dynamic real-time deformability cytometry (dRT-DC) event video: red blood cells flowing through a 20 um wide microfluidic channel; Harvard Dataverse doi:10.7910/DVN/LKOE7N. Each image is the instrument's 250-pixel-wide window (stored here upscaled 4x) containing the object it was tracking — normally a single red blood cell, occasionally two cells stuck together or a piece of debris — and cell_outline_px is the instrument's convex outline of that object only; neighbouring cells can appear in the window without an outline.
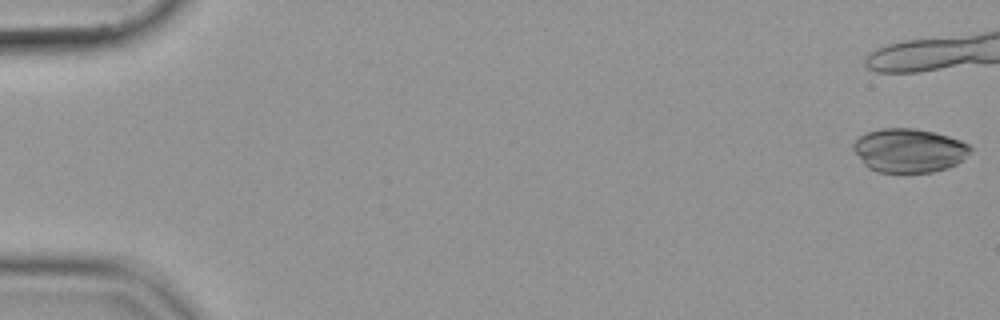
{"species": "common noctule bat (a hibernating species)", "species_latin": "Nyctalus noctula", "temperature_condition": "cold", "stored_images_in_passage": 14, "camera_frame_rate_fps": 3000, "um_per_image_px": 0.085, "animal": {"sex": "female", "body_mass_g": 19.9}, "frame": {"image": 1, "passage_image": 1, "time_ms": 0.0, "image_size_px": [1000, 320], "cell_outline_px": [[972, 152], [956, 164], [948, 168], [932, 172], [876, 172], [868, 168], [864, 164], [852, 148], [852, 144], [860, 136], [868, 132], [880, 128], [916, 128], [936, 132], [960, 140], [968, 144], [972, 148]], "centroid_in_image_um": [77.28, 12.78], "position_along_channel_um": 7.7, "area_um2": 30.06}}